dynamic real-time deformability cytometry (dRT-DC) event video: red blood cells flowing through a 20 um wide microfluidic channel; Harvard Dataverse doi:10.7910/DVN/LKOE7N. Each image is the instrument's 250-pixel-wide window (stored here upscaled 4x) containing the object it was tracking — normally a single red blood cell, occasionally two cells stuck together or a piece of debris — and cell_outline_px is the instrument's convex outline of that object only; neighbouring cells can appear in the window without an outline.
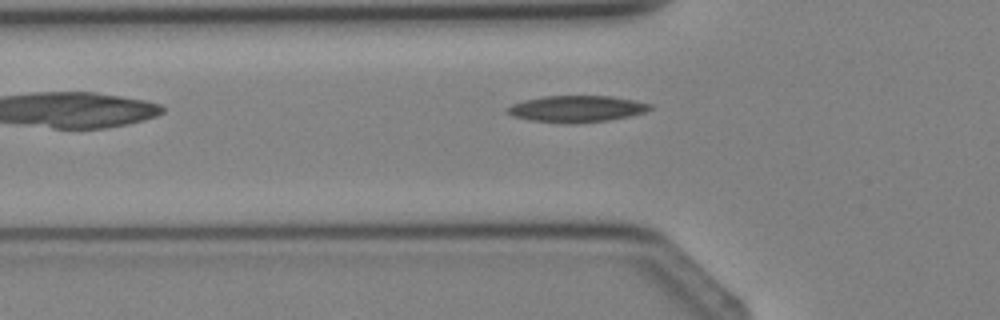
{"species": "Egyptian fruit bat (a non-hibernating species)", "species_latin": "Rousettus aegyptiacus", "temperature_condition": "cold", "stored_images_in_passage": 3, "camera_frame_rate_fps": 3000, "um_per_image_px": 0.085, "animal": {"sex": "female"}, "frame": {"image": 1, "passage_image": 3, "time_ms": 2.333, "image_size_px": [1000, 320], "cell_outline_px": [[652, 108], [644, 112], [628, 116], [608, 120], [572, 124], [528, 120], [512, 116], [504, 112], [504, 108], [512, 104], [524, 100], [544, 96], [608, 96], [632, 100], [652, 104]], "centroid_in_image_um": [48.93, 9.26], "position_along_channel_um": 76.9, "area_um2": 22.08}}